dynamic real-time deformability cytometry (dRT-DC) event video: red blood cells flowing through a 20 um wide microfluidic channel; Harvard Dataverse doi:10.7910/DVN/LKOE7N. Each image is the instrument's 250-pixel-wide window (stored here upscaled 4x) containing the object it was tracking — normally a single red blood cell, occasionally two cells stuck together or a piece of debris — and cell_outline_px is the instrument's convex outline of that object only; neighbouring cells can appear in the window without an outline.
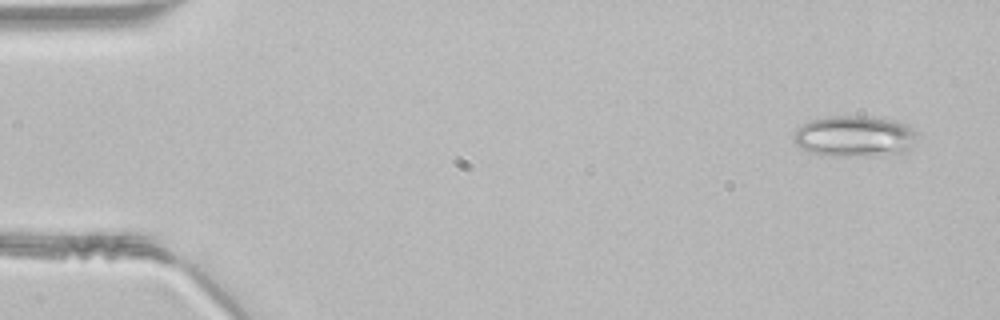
{"species": "common noctule bat (a hibernating species)", "species_latin": "Nyctalus noctula", "temperature_condition": "room temperature", "stored_images_in_passage": 14, "camera_frame_rate_fps": 3000, "um_per_image_px": 0.085, "animal": {"sex": "male", "body_mass_g": 21.5, "forearm_length_mm": 52.0}, "frame": {"image": 1, "passage_image": 3, "time_ms": 0.667, "image_size_px": [1000, 320], "cell_outline_px": [[916, 132], [908, 152], [904, 156], [820, 156], [808, 152], [800, 148], [792, 140], [792, 136], [796, 128], [800, 124], [808, 120], [824, 116], [864, 116], [896, 120], [908, 124]], "centroid_in_image_um": [72.6, 11.61], "position_along_channel_um": 12.4, "area_um2": 30.75}}